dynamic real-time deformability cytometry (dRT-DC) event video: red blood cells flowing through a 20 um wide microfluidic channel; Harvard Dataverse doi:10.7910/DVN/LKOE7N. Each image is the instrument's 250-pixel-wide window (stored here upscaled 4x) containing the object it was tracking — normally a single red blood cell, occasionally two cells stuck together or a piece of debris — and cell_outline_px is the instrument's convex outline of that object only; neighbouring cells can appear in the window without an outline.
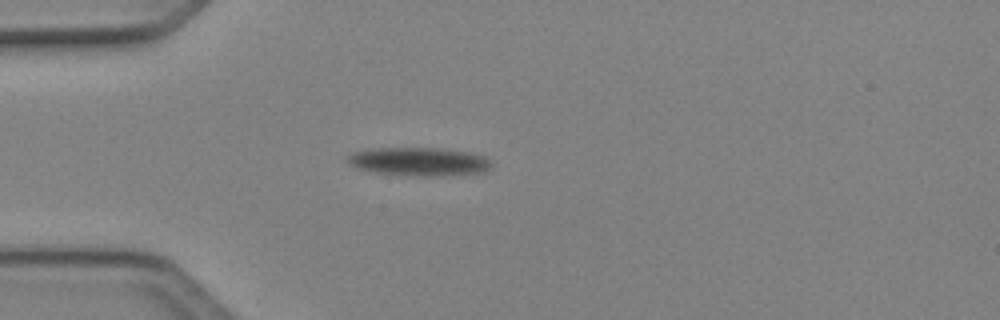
{"species": "Egyptian fruit bat (a non-hibernating species)", "species_latin": "Rousettus aegyptiacus", "temperature_condition": "cold", "stored_images_in_passage": 41, "camera_frame_rate_fps": 3000, "um_per_image_px": 0.085, "animal": {"sex": "female"}, "frame": {"image": 1, "passage_image": 1, "time_ms": 0.0, "image_size_px": [1000, 320], "cell_outline_px": [[492, 164], [484, 172], [440, 176], [424, 176], [376, 172], [356, 168], [348, 164], [344, 160], [352, 152], [376, 148], [436, 148], [472, 152], [484, 156], [492, 160]], "centroid_in_image_um": [35.62, 13.73], "position_along_channel_um": 49.4, "area_um2": 23.87}}
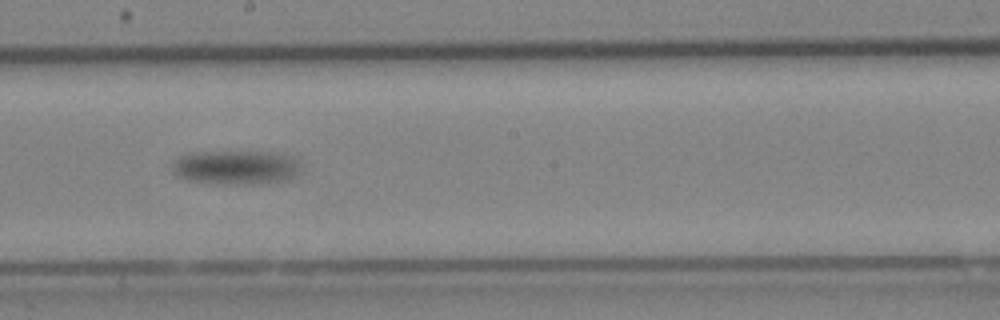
{"frame": {"image": 2, "passage_image": 17, "time_ms": 5.333, "image_size_px": [1000, 320], "cell_outline_px": [[300, 172], [288, 180], [264, 184], [216, 184], [188, 180], [172, 172], [172, 160], [188, 152], [276, 152], [288, 156], [296, 160], [300, 168]], "centroid_in_image_um": [20.03, 14.24], "position_along_channel_um": 228.2, "area_um2": 25.89}}
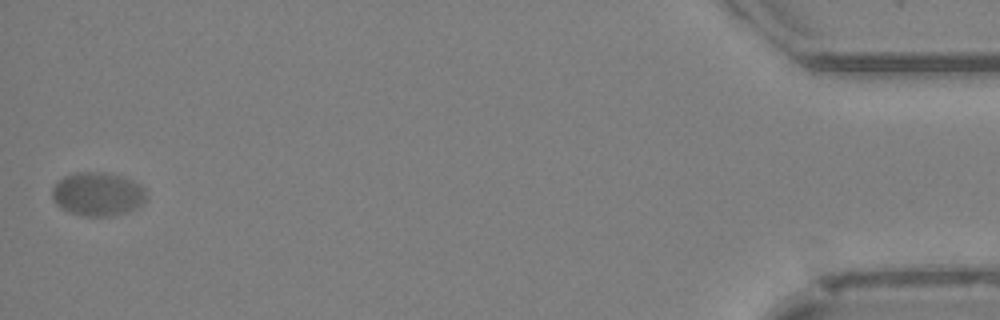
{"frame": {"image": 3, "passage_image": 41, "time_ms": 13.333, "image_size_px": [1000, 320], "cell_outline_px": [[144, 200], [136, 208], [128, 212], [112, 216], [84, 216], [68, 212], [60, 208], [52, 200], [52, 188], [64, 176], [76, 172], [104, 172], [120, 176], [132, 180], [140, 184], [144, 188]], "centroid_in_image_um": [8.27, 16.5], "position_along_channel_um": 426.9, "area_um2": 23.93}, "authors_computed_cell_mechanics": {"area_um2": 23.987, "velocity_mm_per_s": 3.6567, "shape_relaxation_time_tau1_ms": 2.772, "shape_relaxation_time_tau2_ms": null, "deformation_change_tau1": 0.0992, "deformation_change_tau2": null}}